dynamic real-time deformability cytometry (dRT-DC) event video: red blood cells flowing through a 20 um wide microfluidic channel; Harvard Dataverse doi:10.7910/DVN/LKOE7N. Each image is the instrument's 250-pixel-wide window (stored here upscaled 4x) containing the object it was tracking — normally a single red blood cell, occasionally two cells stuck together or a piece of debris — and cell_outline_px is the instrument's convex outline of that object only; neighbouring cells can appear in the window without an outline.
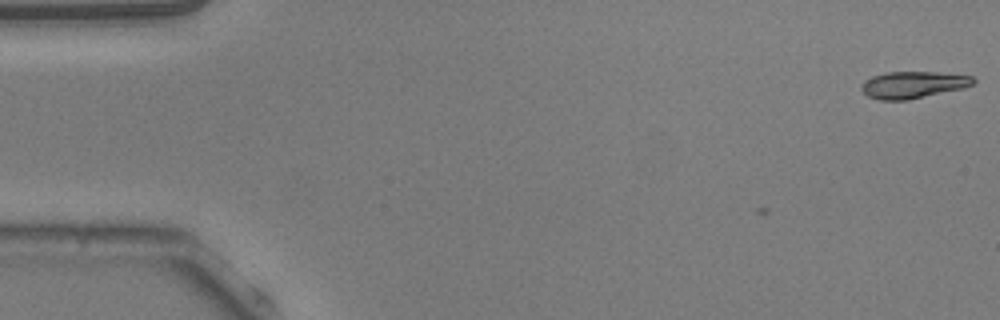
{"species": "common noctule bat (a hibernating species)", "species_latin": "Nyctalus noctula", "temperature_condition": "warm", "stored_images_in_passage": 5, "camera_frame_rate_fps": 3000, "um_per_image_px": 0.085, "animal": {"sex": "male", "body_mass_g": 20.5, "forearm_length_mm": 52.5}, "frame": {"image": 1, "passage_image": 1, "time_ms": 0.0, "image_size_px": [1000, 320], "cell_outline_px": [[976, 80], [972, 84], [964, 88], [908, 100], [880, 100], [868, 96], [860, 88], [860, 84], [864, 80], [872, 76], [888, 72], [936, 72], [972, 76]], "centroid_in_image_um": [77.59, 7.21], "position_along_channel_um": 7.4, "area_um2": 17.51}}